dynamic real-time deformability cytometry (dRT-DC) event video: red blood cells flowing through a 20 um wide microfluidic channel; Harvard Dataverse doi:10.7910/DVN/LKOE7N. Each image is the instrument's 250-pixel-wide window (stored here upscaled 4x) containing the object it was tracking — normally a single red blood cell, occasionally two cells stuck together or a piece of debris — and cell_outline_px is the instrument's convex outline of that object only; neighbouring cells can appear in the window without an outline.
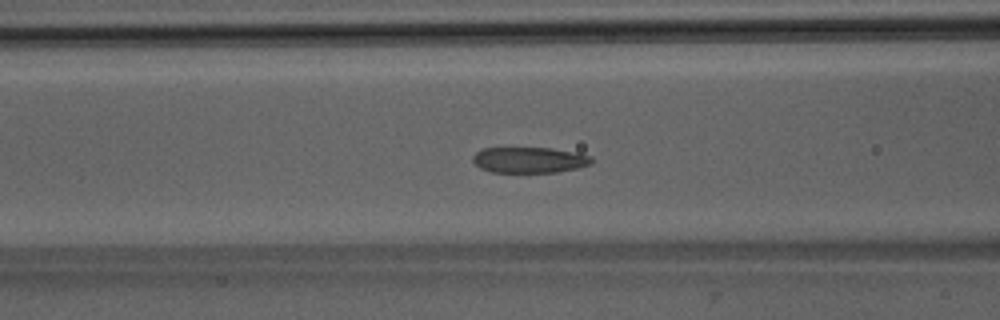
{"species": "Egyptian fruit bat (a non-hibernating species)", "species_latin": "Rousettus aegyptiacus", "temperature_condition": "room temperature", "stored_images_in_passage": 49, "camera_frame_rate_fps": 3000, "um_per_image_px": 0.085, "animal": {"sex": "male"}, "frame": {"image": 1, "passage_image": 18, "time_ms": 5.667, "image_size_px": [1000, 320], "cell_outline_px": [[592, 164], [560, 172], [492, 172], [480, 168], [472, 160], [472, 156], [476, 152], [484, 148], [552, 148], [576, 152], [592, 156]], "centroid_in_image_um": [45.01, 13.59], "position_along_channel_um": 121.6, "area_um2": 17.92}}
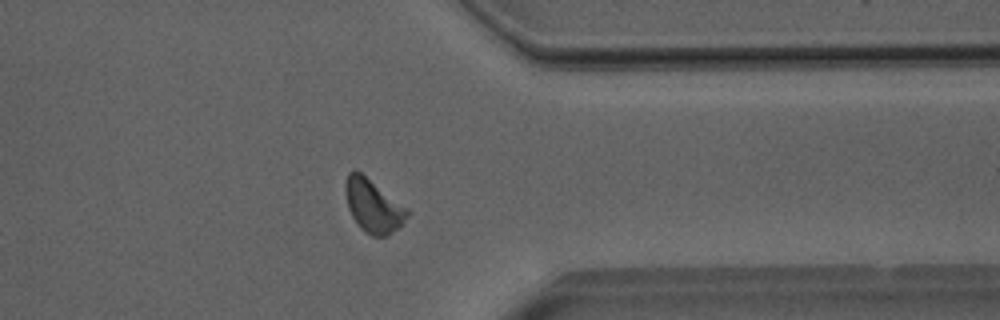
{"frame": {"image": 2, "passage_image": 38, "time_ms": 12.333, "image_size_px": [1000, 320], "cell_outline_px": [[408, 216], [400, 228], [388, 236], [372, 236], [360, 228], [352, 216], [348, 208], [344, 188], [344, 184], [348, 172], [356, 168], [408, 208]], "centroid_in_image_um": [31.71, 17.48], "position_along_channel_um": 379.7, "area_um2": 19.42}}
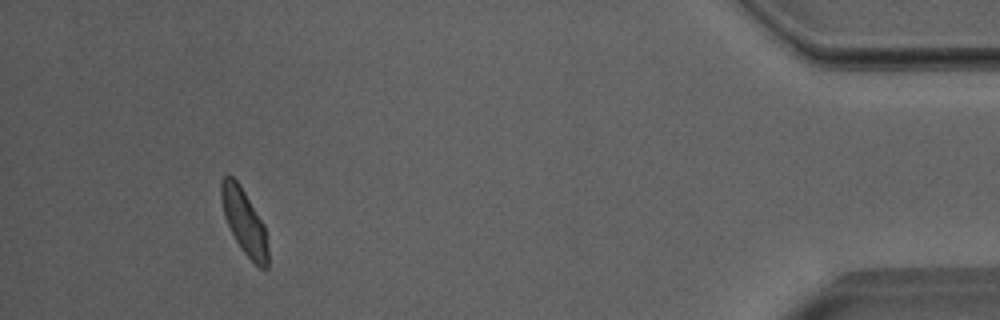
{"frame": {"image": 3, "passage_image": 45, "time_ms": 14.667, "image_size_px": [1000, 320], "cell_outline_px": [[268, 268], [260, 268], [240, 248], [224, 216], [220, 196], [220, 180], [228, 172], [240, 184], [264, 224], [268, 248]], "centroid_in_image_um": [20.74, 18.79], "position_along_channel_um": 414.5, "area_um2": 17.74}, "authors_computed_cell_mechanics": {"area_um2": 19.0162, "velocity_mm_per_s": 3.9756, "shape_relaxation_time_tau1_ms": 3.4018, "shape_relaxation_time_tau2_ms": 1.6995, "deformation_change_tau1": 0.0869, "deformation_change_tau2": 0.078}}